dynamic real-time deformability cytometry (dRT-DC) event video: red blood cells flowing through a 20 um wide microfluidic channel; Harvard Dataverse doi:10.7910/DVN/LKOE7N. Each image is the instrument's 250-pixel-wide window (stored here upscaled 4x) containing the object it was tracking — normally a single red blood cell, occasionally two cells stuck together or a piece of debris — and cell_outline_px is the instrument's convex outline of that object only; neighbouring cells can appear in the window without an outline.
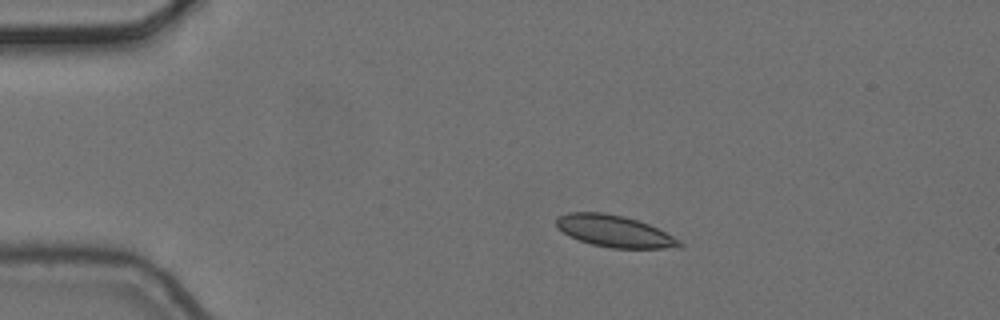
{"species": "common noctule bat (a hibernating species)", "species_latin": "Nyctalus noctula", "temperature_condition": "cold", "stored_images_in_passage": 7, "camera_frame_rate_fps": 3000, "um_per_image_px": 0.085, "animal": {"sex": "female", "body_mass_g": 24.6, "forearm_length_mm": 56.2}, "frame": {"image": 1, "passage_image": 3, "time_ms": 0.667, "image_size_px": [1000, 320], "cell_outline_px": [[684, 244], [680, 248], [612, 248], [592, 244], [568, 236], [556, 224], [556, 220], [560, 216], [568, 212], [604, 212], [624, 216], [648, 224], [680, 240]], "centroid_in_image_um": [52.24, 19.65], "position_along_channel_um": 32.8, "area_um2": 22.54}}
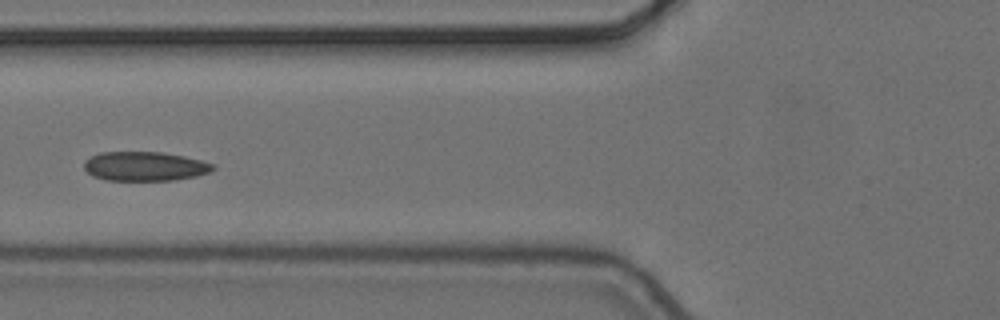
{"frame": {"image": 2, "passage_image": 6, "time_ms": 1.667, "image_size_px": [1000, 320], "cell_outline_px": [[216, 168], [212, 172], [196, 176], [176, 180], [104, 180], [92, 176], [84, 168], [84, 160], [100, 152], [160, 152], [184, 156], [216, 164]], "centroid_in_image_um": [12.34, 14.14], "position_along_channel_um": 113.5, "area_um2": 22.14}}
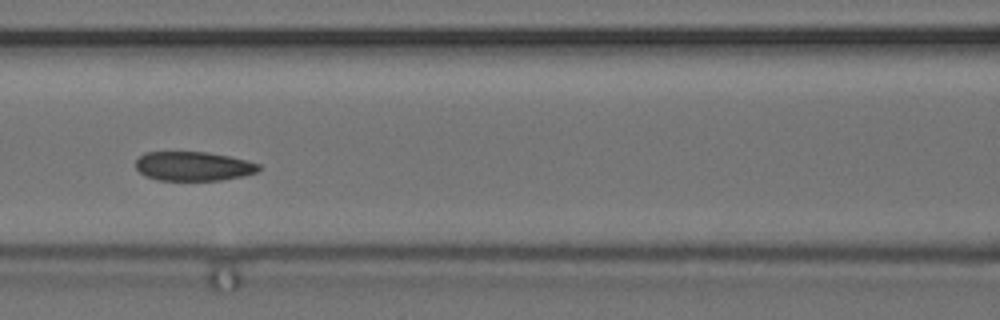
{"frame": {"image": 3, "passage_image": 7, "time_ms": 2.0, "image_size_px": [1000, 320], "cell_outline_px": [[260, 168], [256, 172], [244, 176], [220, 180], [156, 180], [144, 176], [136, 168], [136, 160], [144, 152], [208, 152], [228, 156], [260, 164]], "centroid_in_image_um": [16.4, 14.13], "position_along_channel_um": 150.2, "area_um2": 20.92}}